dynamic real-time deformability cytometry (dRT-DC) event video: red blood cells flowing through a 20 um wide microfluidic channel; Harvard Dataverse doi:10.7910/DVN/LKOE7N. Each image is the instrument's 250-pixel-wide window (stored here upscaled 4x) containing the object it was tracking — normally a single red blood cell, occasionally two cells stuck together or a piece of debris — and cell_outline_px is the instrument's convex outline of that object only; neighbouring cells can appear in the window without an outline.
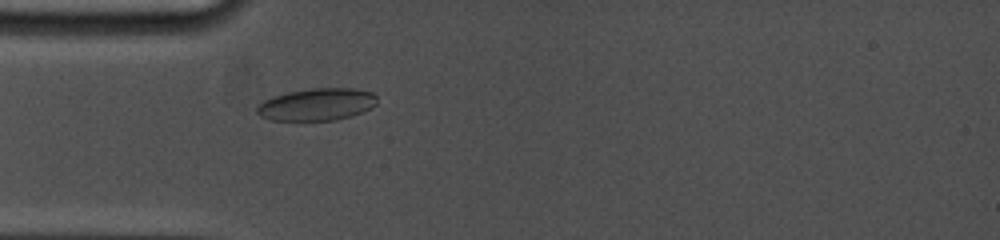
{"species": "common noctule bat (a hibernating species)", "species_latin": "Nyctalus noctula", "temperature_condition": "cold", "stored_images_in_passage": 17, "camera_frame_rate_fps": 5000, "um_per_image_px": 0.085, "animal": {"sex": "female", "body_mass_g": 19.0, "forearm_length_mm": 53.3}, "frame": {"image": 1, "passage_image": 8, "time_ms": 3.8, "image_size_px": [1000, 240], "cell_outline_px": [[376, 104], [372, 108], [336, 120], [272, 120], [260, 116], [256, 112], [256, 108], [264, 100], [272, 96], [288, 92], [312, 88], [352, 88], [372, 92], [376, 96]], "centroid_in_image_um": [26.92, 8.87], "position_along_channel_um": 58.1, "area_um2": 22.43}}
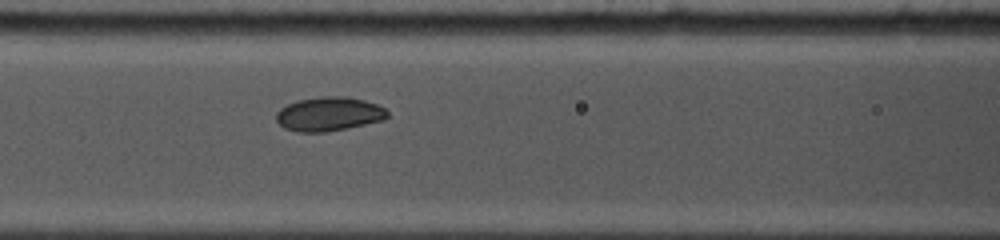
{"frame": {"image": 2, "passage_image": 14, "time_ms": 6.0, "image_size_px": [1000, 240], "cell_outline_px": [[388, 116], [384, 120], [348, 128], [328, 132], [296, 132], [284, 128], [276, 120], [276, 112], [280, 108], [296, 100], [320, 96], [348, 96], [364, 100], [376, 104], [384, 108], [388, 112]], "centroid_in_image_um": [27.95, 9.69], "position_along_channel_um": 138.7, "area_um2": 22.31}}
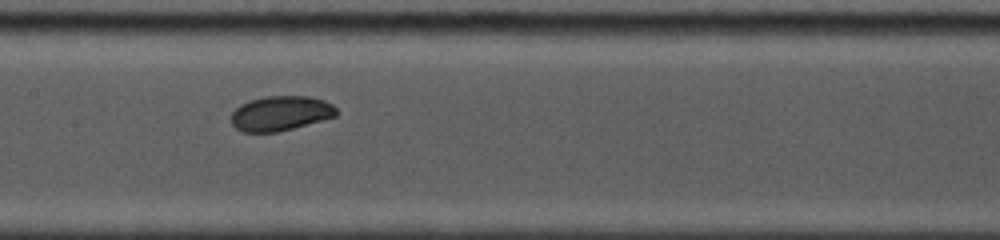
{"frame": {"image": 3, "passage_image": 16, "time_ms": 7.2, "image_size_px": [1000, 240], "cell_outline_px": [[336, 116], [292, 128], [276, 132], [244, 132], [236, 128], [232, 124], [232, 112], [240, 104], [264, 96], [308, 96], [324, 100], [332, 104], [336, 108]], "centroid_in_image_um": [23.84, 9.62], "position_along_channel_um": 183.6, "area_um2": 21.1}}